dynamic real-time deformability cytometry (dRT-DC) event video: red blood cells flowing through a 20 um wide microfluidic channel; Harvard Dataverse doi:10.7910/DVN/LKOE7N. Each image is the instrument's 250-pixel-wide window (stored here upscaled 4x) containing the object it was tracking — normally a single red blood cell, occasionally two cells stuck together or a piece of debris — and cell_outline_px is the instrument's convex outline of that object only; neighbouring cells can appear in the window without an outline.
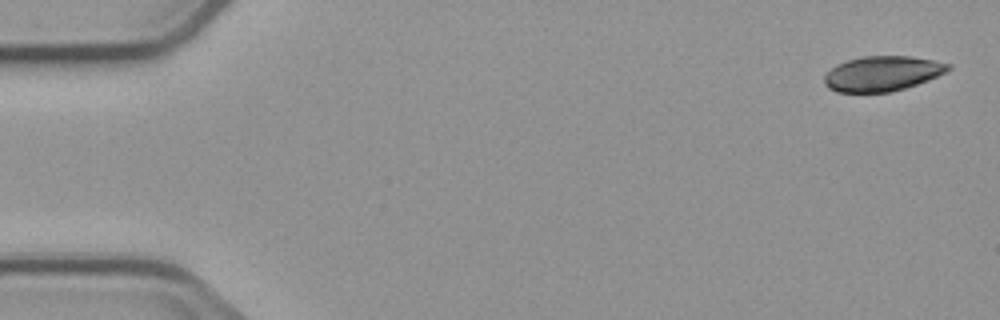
{"species": "common noctule bat (a hibernating species)", "species_latin": "Nyctalus noctula", "temperature_condition": "cold", "stored_images_in_passage": 5, "camera_frame_rate_fps": 3000, "um_per_image_px": 0.085, "animal": {"sex": "male", "body_mass_g": 23.1, "forearm_length_mm": 52.7}, "frame": {"image": 1, "passage_image": 1, "time_ms": 0.0, "image_size_px": [1000, 320], "cell_outline_px": [[952, 68], [928, 80], [892, 92], [836, 92], [828, 88], [824, 84], [824, 76], [836, 64], [848, 60], [864, 56], [908, 56], [932, 60], [952, 64]], "centroid_in_image_um": [74.98, 6.26], "position_along_channel_um": 10.0, "area_um2": 25.14}}
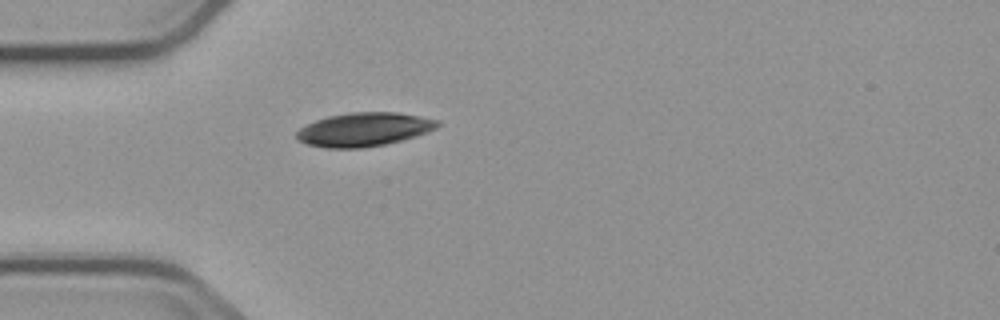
{"frame": {"image": 2, "passage_image": 5, "time_ms": 4.667, "image_size_px": [1000, 320], "cell_outline_px": [[440, 124], [436, 128], [428, 132], [416, 136], [384, 144], [364, 148], [324, 148], [308, 144], [300, 140], [296, 136], [296, 132], [300, 128], [316, 120], [328, 116], [348, 112], [396, 112], [440, 120]], "centroid_in_image_um": [30.95, 11.0], "position_along_channel_um": 54.0, "area_um2": 27.57}}